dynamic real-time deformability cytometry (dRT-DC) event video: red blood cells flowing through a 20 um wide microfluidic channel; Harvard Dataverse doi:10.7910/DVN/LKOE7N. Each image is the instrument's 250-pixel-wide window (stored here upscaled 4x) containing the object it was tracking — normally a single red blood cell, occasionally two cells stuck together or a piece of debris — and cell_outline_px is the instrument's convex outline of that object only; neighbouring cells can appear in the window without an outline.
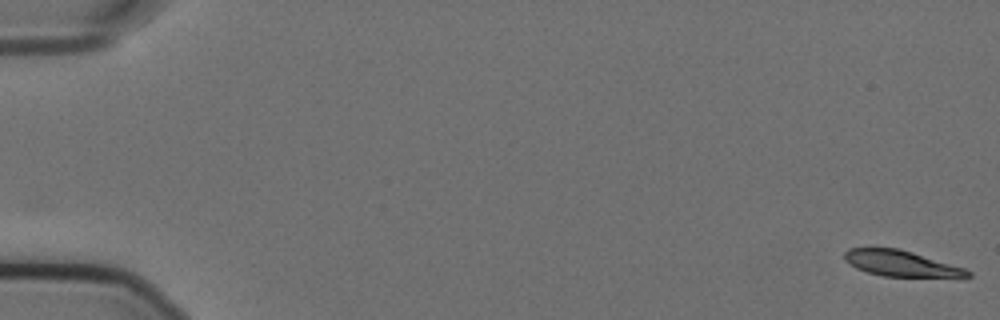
{"species": "Egyptian fruit bat (a non-hibernating species)", "species_latin": "Rousettus aegyptiacus", "temperature_condition": "cold", "stored_images_in_passage": 57, "camera_frame_rate_fps": 3000, "um_per_image_px": 0.085, "animal": {"sex": "female"}, "frame": {"image": 1, "passage_image": 1, "time_ms": 0.0, "image_size_px": [1000, 320], "cell_outline_px": [[972, 276], [964, 280], [884, 276], [868, 272], [856, 268], [844, 260], [844, 252], [848, 248], [900, 248], [964, 268], [972, 272]], "centroid_in_image_um": [76.75, 22.45], "position_along_channel_um": 8.3, "area_um2": 19.42}}
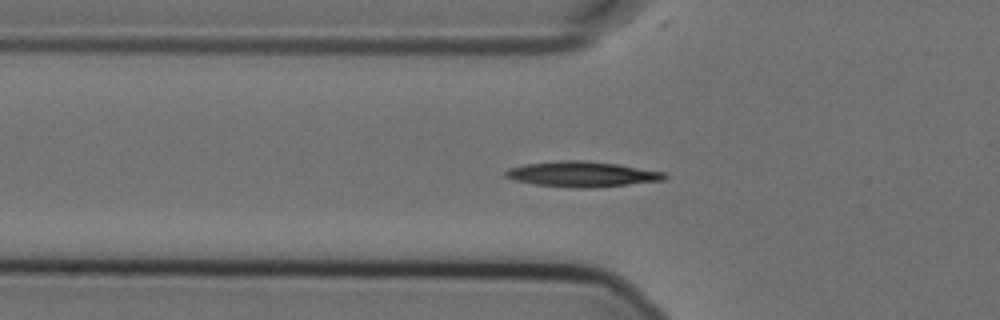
{"frame": {"image": 2, "passage_image": 20, "time_ms": 6.333, "image_size_px": [1000, 320], "cell_outline_px": [[668, 176], [664, 180], [592, 188], [576, 188], [536, 184], [516, 180], [504, 176], [504, 172], [508, 168], [524, 164], [564, 160], [584, 160], [616, 164], [664, 172]], "centroid_in_image_um": [49.46, 14.8], "position_along_channel_um": 76.3, "area_um2": 23.29}}
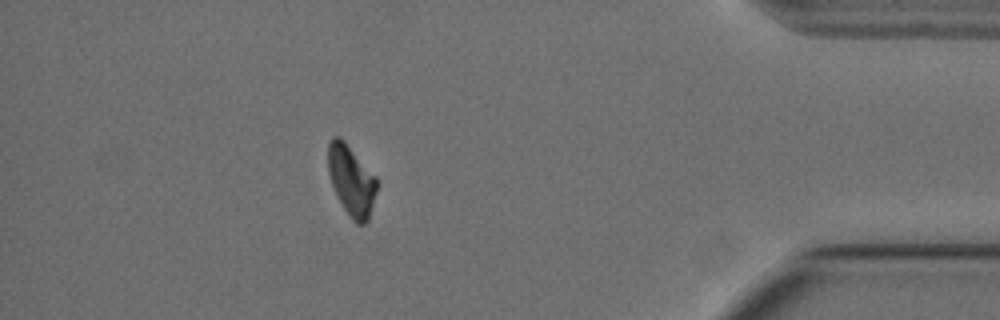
{"frame": {"image": 3, "passage_image": 51, "time_ms": 16.667, "image_size_px": [1000, 320], "cell_outline_px": [[380, 184], [368, 220], [364, 224], [356, 224], [352, 220], [336, 196], [328, 172], [328, 144], [332, 136], [340, 136], [344, 140], [376, 176]], "centroid_in_image_um": [29.89, 15.34], "position_along_channel_um": 405.3, "area_um2": 20.35}, "authors_computed_cell_mechanics": {"area_um2": 21.5016, "velocity_mm_per_s": 3.5745, "shape_relaxation_time_tau1_ms": 6.3194, "shape_relaxation_time_tau2_ms": null, "deformation_change_tau1": 0.1697, "deformation_change_tau2": null}}